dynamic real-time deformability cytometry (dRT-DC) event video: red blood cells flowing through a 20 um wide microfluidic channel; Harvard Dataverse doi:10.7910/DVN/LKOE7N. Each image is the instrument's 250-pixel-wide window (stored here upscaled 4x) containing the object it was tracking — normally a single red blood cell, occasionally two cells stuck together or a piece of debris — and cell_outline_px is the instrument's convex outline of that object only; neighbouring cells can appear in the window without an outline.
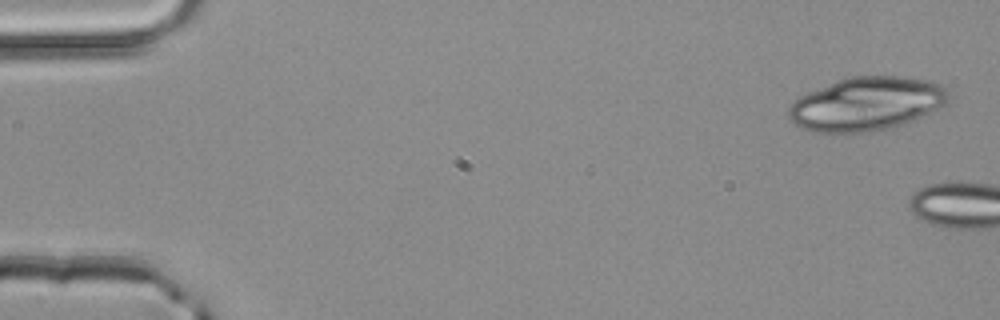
{"species": "common noctule bat (a hibernating species)", "species_latin": "Nyctalus noctula", "temperature_condition": "room temperature", "stored_images_in_passage": 4, "camera_frame_rate_fps": 3000, "um_per_image_px": 0.085, "animal": {"sex": "male", "body_mass_g": 20.4}, "frame": {"image": 1, "passage_image": 1, "time_ms": 0.0, "image_size_px": [1000, 320], "cell_outline_px": [[952, 92], [948, 100], [944, 104], [904, 124], [888, 128], [864, 132], [816, 132], [800, 128], [788, 116], [788, 104], [792, 100], [808, 92], [836, 80], [848, 76], [896, 76], [928, 80], [940, 84], [948, 88]], "centroid_in_image_um": [73.63, 8.81], "position_along_channel_um": 11.4, "area_um2": 49.88}}